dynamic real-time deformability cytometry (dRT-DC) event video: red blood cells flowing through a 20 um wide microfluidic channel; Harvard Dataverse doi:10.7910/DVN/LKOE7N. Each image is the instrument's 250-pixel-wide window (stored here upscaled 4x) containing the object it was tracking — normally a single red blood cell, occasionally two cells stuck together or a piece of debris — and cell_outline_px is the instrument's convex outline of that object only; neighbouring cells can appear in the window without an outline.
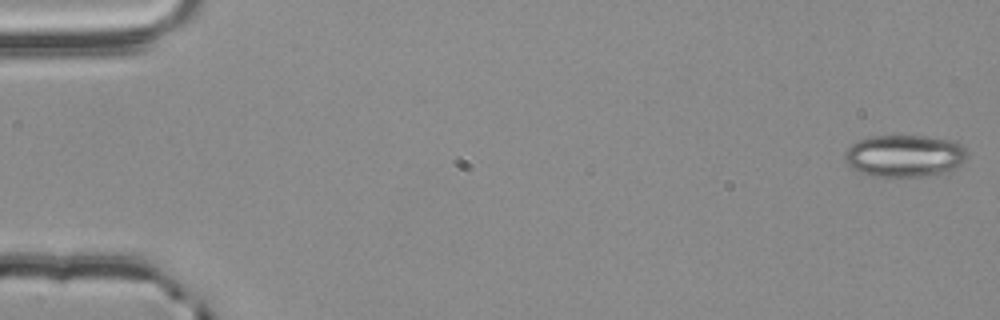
{"species": "common noctule bat (a hibernating species)", "species_latin": "Nyctalus noctula", "temperature_condition": "room temperature", "stored_images_in_passage": 4, "camera_frame_rate_fps": 3000, "um_per_image_px": 0.085, "animal": {"sex": "male", "body_mass_g": 20.4}, "frame": {"image": 1, "passage_image": 1, "time_ms": 0.0, "image_size_px": [1000, 320], "cell_outline_px": [[968, 156], [960, 164], [948, 172], [924, 176], [872, 176], [860, 172], [852, 168], [844, 160], [844, 152], [852, 144], [860, 140], [872, 136], [924, 136], [956, 140], [968, 152]], "centroid_in_image_um": [76.91, 13.24], "position_along_channel_um": 8.1, "area_um2": 30.11}}